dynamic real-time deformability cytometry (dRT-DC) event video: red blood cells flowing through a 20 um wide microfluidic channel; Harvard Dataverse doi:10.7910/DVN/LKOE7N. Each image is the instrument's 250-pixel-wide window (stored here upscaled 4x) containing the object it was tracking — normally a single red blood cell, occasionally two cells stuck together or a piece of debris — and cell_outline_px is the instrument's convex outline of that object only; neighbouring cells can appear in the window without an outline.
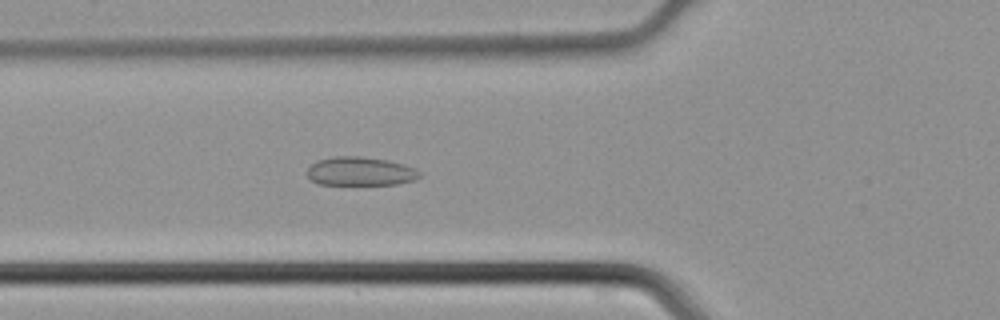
{"species": "common noctule bat (a hibernating species)", "species_latin": "Nyctalus noctula", "temperature_condition": "cold", "stored_images_in_passage": 38, "camera_frame_rate_fps": 3000, "um_per_image_px": 0.085, "animal": {"sex": "male", "body_mass_g": 21.5, "forearm_length_mm": 52.0}, "frame": {"image": 1, "passage_image": 12, "time_ms": 3.667, "image_size_px": [1000, 320], "cell_outline_px": [[420, 176], [416, 180], [396, 184], [320, 184], [312, 180], [308, 176], [308, 168], [316, 160], [332, 156], [360, 156], [388, 160], [404, 164], [416, 168], [420, 172]], "centroid_in_image_um": [30.65, 14.55], "position_along_channel_um": 95.1, "area_um2": 18.84}}
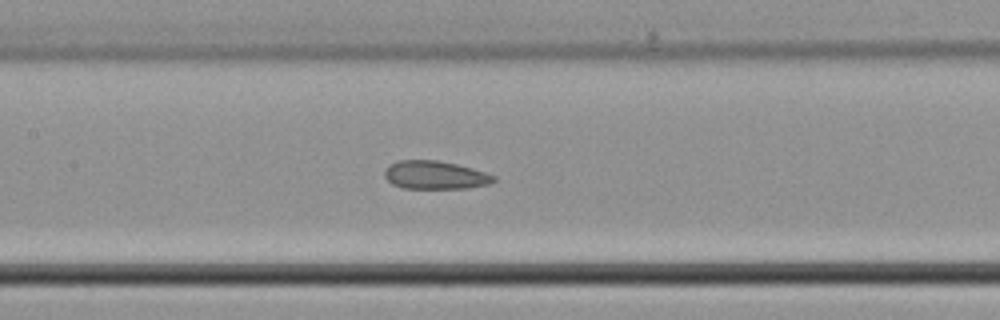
{"frame": {"image": 2, "passage_image": 17, "time_ms": 5.333, "image_size_px": [1000, 320], "cell_outline_px": [[496, 180], [492, 184], [468, 188], [404, 188], [392, 184], [384, 176], [384, 168], [388, 164], [396, 160], [436, 160], [456, 164], [472, 168], [496, 176]], "centroid_in_image_um": [36.97, 14.87], "position_along_channel_um": 170.4, "area_um2": 18.15}}
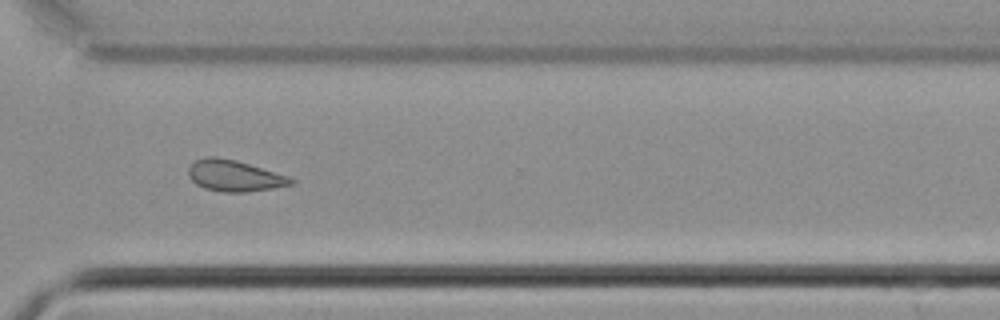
{"frame": {"image": 3, "passage_image": 29, "time_ms": 9.333, "image_size_px": [1000, 320], "cell_outline_px": [[296, 180], [292, 184], [272, 188], [244, 192], [224, 192], [204, 188], [196, 184], [188, 176], [188, 168], [196, 160], [204, 156], [216, 156], [236, 160], [288, 176]], "centroid_in_image_um": [19.89, 14.93], "position_along_channel_um": 350.7, "area_um2": 18.55}}